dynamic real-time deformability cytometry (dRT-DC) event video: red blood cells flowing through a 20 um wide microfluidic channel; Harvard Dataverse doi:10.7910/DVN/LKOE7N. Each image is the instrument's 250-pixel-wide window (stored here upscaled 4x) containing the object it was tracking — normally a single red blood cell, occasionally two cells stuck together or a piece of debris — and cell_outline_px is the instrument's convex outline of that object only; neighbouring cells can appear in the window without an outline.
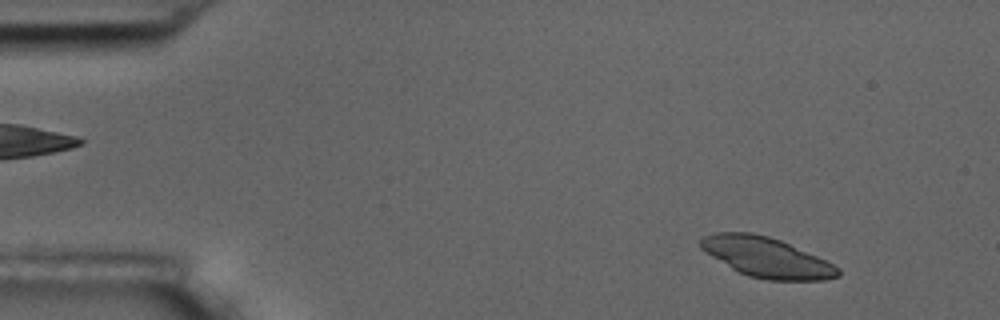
{"species": "common noctule bat (a hibernating species)", "species_latin": "Nyctalus noctula", "temperature_condition": "room temperature", "stored_images_in_passage": 5, "segment_of_instrument_passage": [1, 2], "camera_frame_rate_fps": 3000, "um_per_image_px": 0.085, "animal": {"sex": "male", "body_mass_g": 17.5, "forearm_length_mm": 52.3}, "frame": {"image": 1, "passage_image": 1, "time_ms": 0.0, "image_size_px": [1000, 320], "cell_outline_px": [[840, 276], [824, 280], [768, 280], [748, 276], [732, 268], [712, 256], [700, 248], [700, 240], [704, 236], [716, 232], [748, 232], [768, 236], [780, 240], [816, 256], [840, 268]], "centroid_in_image_um": [65.15, 21.87], "position_along_channel_um": 19.8, "area_um2": 31.56}}